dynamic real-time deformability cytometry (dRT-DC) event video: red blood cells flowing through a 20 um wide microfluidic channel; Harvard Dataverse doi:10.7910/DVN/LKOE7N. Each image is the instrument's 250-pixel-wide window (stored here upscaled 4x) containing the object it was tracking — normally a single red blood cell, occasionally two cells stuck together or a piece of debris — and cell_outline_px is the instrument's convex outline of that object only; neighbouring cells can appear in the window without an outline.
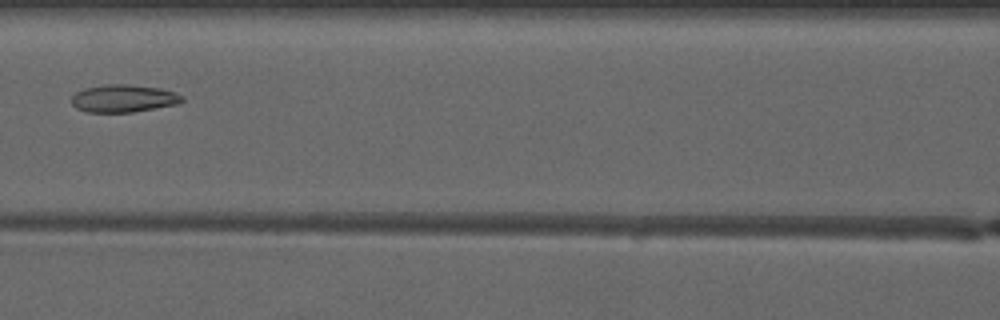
{"species": "common noctule bat (a hibernating species)", "species_latin": "Nyctalus noctula", "temperature_condition": "warm", "stored_images_in_passage": 7, "camera_frame_rate_fps": 3000, "um_per_image_px": 0.085, "animal": {"sex": "male", "forearm_length_mm": 52.5}, "frame": {"image": 1, "passage_image": 7, "time_ms": 7.0, "image_size_px": [1000, 320], "cell_outline_px": [[184, 100], [180, 104], [132, 112], [84, 112], [76, 108], [72, 104], [72, 96], [76, 92], [84, 88], [104, 84], [128, 84], [160, 88], [176, 92], [184, 96]], "centroid_in_image_um": [10.52, 8.36], "position_along_channel_um": 156.1, "area_um2": 18.03}}